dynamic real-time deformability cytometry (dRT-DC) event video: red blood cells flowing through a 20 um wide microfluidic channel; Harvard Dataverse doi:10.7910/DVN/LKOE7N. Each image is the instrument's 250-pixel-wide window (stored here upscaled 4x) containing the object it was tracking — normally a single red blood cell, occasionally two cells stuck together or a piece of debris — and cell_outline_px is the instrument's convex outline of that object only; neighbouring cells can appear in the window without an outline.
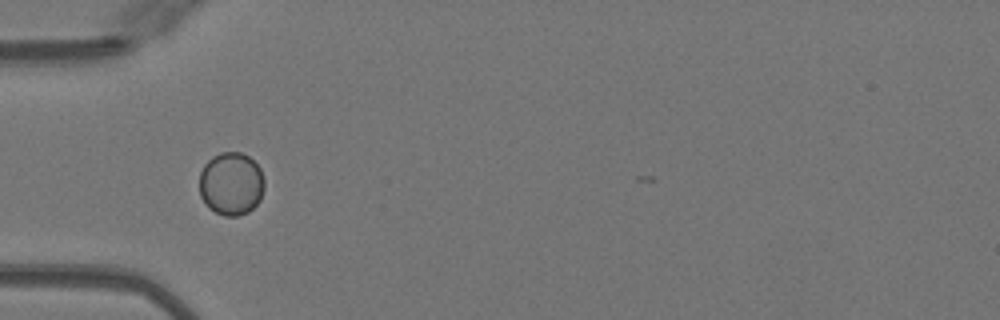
{"species": "Egyptian fruit bat (a non-hibernating species)", "species_latin": "Rousettus aegyptiacus", "temperature_condition": "warm", "stored_images_in_passage": 30, "camera_frame_rate_fps": 3000, "um_per_image_px": 0.085, "animal": {"sex": "female"}, "frame": {"image": 1, "passage_image": 1, "time_ms": 0.0, "image_size_px": [1000, 320], "cell_outline_px": [[264, 188], [260, 200], [248, 212], [236, 216], [224, 216], [208, 208], [200, 196], [200, 172], [204, 164], [212, 156], [220, 152], [240, 152], [248, 156], [260, 168], [264, 180]], "centroid_in_image_um": [19.64, 15.61], "position_along_channel_um": 65.4, "area_um2": 23.99}}
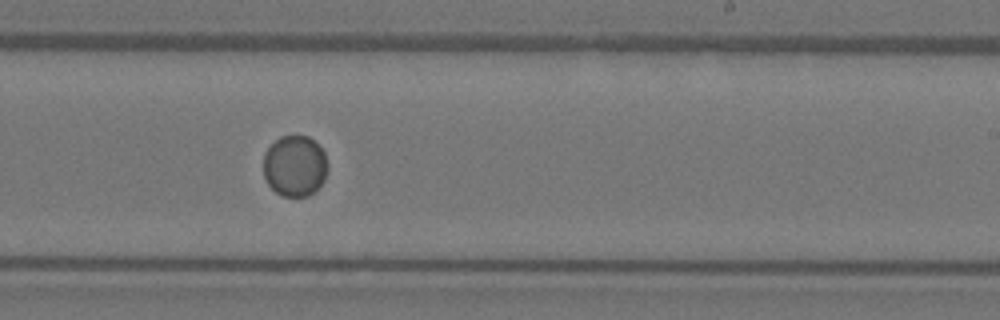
{"frame": {"image": 2, "passage_image": 16, "time_ms": 5.0, "image_size_px": [1000, 320], "cell_outline_px": [[328, 168], [324, 180], [308, 196], [284, 196], [276, 192], [268, 184], [264, 176], [264, 156], [268, 148], [280, 136], [308, 136], [324, 152]], "centroid_in_image_um": [25.05, 14.1], "position_along_channel_um": 263.9, "area_um2": 22.54}}
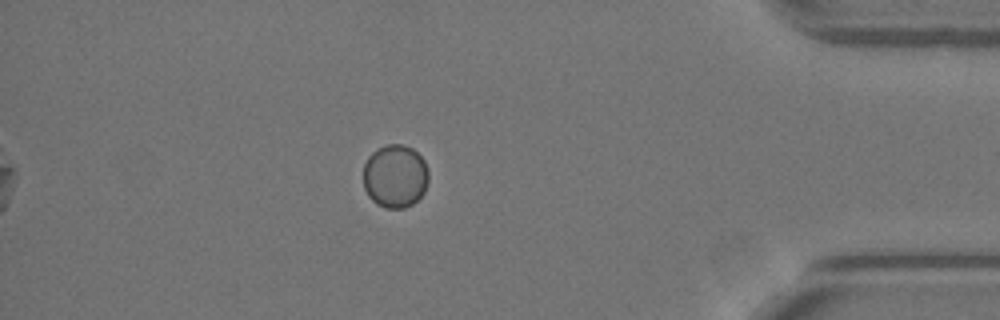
{"frame": {"image": 3, "passage_image": 29, "time_ms": 9.333, "image_size_px": [1000, 320], "cell_outline_px": [[428, 180], [424, 192], [412, 204], [404, 208], [388, 208], [376, 204], [368, 196], [364, 188], [364, 164], [368, 156], [372, 152], [388, 144], [400, 144], [412, 148], [424, 160], [428, 168]], "centroid_in_image_um": [33.58, 14.98], "position_along_channel_um": 401.6, "area_um2": 24.04}}